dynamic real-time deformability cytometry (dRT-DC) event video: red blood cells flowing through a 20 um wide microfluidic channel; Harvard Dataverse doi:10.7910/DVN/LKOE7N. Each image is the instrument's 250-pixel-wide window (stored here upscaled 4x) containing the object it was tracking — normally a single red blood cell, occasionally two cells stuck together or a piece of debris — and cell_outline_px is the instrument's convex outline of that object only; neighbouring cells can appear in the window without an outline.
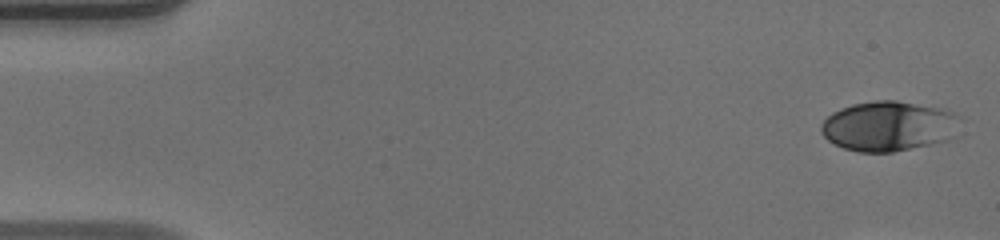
{"species": "human", "species_latin": "Homo sapiens", "temperature_condition": "warm", "stored_images_in_passage": 16, "camera_frame_rate_fps": 3000, "um_per_image_px": 0.085, "donor": {"sex": "male"}, "frame": {"image": 1, "passage_image": 1, "time_ms": 0.0, "image_size_px": [1000, 240], "cell_outline_px": [[964, 120], [956, 136], [948, 140], [892, 152], [860, 152], [844, 148], [828, 140], [820, 132], [820, 124], [832, 112], [840, 108], [852, 104], [876, 100], [896, 100], [936, 108], [952, 112], [960, 116]], "centroid_in_image_um": [75.57, 10.72], "position_along_channel_um": 9.4, "area_um2": 40.75}}
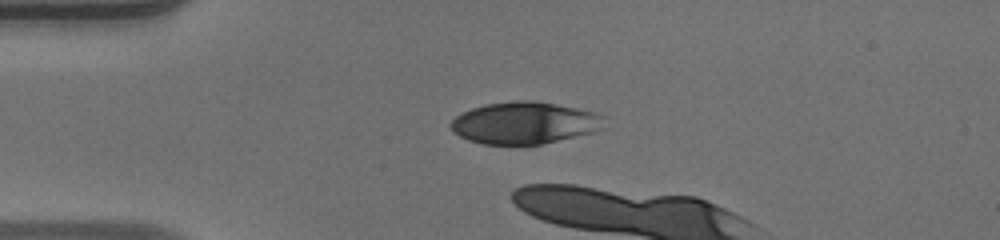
{"frame": {"image": 2, "passage_image": 12, "time_ms": 3.667, "image_size_px": [1000, 240], "cell_outline_px": [[604, 128], [592, 132], [540, 144], [484, 144], [468, 140], [452, 132], [448, 124], [456, 116], [472, 108], [488, 104], [520, 100], [528, 100], [556, 104], [576, 108], [592, 112], [600, 116]], "centroid_in_image_um": [44.51, 10.45], "position_along_channel_um": 40.5, "area_um2": 36.93}}